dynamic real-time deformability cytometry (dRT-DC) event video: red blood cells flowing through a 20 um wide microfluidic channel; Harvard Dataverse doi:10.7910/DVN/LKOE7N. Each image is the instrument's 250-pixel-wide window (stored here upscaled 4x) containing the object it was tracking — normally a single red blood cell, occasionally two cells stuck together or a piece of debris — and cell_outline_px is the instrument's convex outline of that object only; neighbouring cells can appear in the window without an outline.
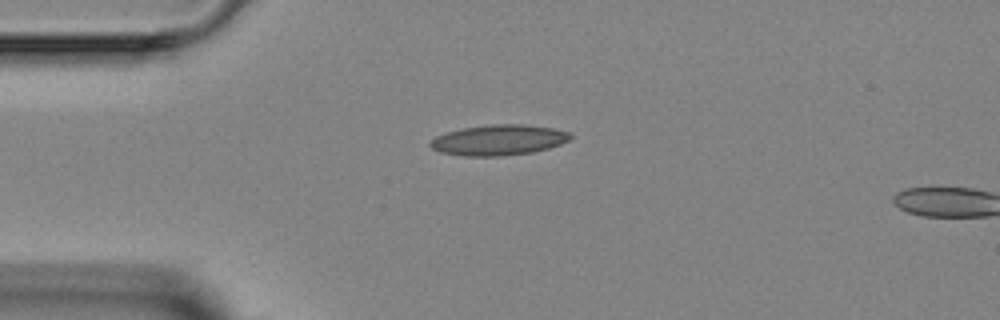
{"species": "Egyptian fruit bat (a non-hibernating species)", "species_latin": "Rousettus aegyptiacus", "temperature_condition": "room temperature", "stored_images_in_passage": 2, "camera_frame_rate_fps": 3000, "um_per_image_px": 0.085, "animal": {"sex": "female"}, "frame": {"image": 1, "passage_image": 1, "time_ms": 0.0, "image_size_px": [1000, 320], "cell_outline_px": [[572, 136], [568, 140], [560, 144], [548, 148], [532, 152], [500, 156], [464, 156], [440, 152], [432, 148], [428, 144], [436, 136], [448, 132], [464, 128], [492, 124], [524, 124], [552, 128], [572, 132]], "centroid_in_image_um": [42.4, 11.9], "position_along_channel_um": 42.6, "area_um2": 24.8}}